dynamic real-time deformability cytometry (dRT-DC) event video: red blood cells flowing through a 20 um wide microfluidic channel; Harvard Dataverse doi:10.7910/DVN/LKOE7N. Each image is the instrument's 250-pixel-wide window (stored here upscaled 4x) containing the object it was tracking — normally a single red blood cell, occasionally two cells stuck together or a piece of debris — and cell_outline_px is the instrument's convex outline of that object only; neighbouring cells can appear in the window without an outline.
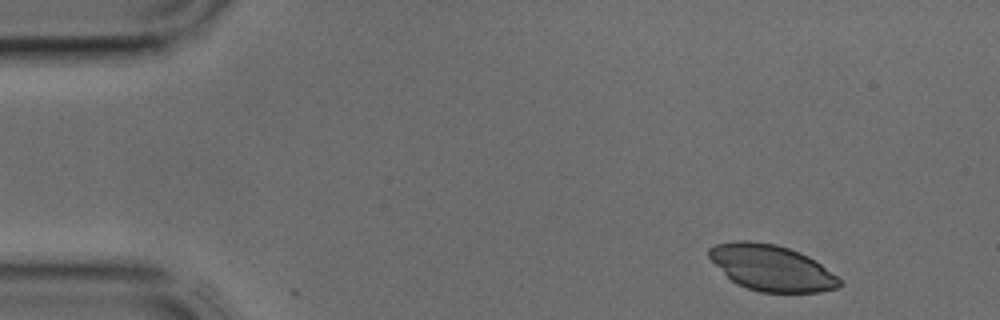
{"species": "common noctule bat (a hibernating species)", "species_latin": "Nyctalus noctula", "temperature_condition": "cold", "stored_images_in_passage": 3, "camera_frame_rate_fps": 3000, "um_per_image_px": 0.085, "animal": {"sex": "male", "body_mass_g": 17.9, "forearm_length_mm": 54.2}, "frame": {"image": 1, "passage_image": 1, "time_ms": 0.0, "image_size_px": [1000, 320], "cell_outline_px": [[844, 284], [840, 288], [820, 292], [760, 292], [736, 284], [708, 256], [708, 248], [716, 244], [736, 240], [752, 240], [776, 244], [800, 252], [808, 256], [820, 264], [836, 276]], "centroid_in_image_um": [65.59, 22.76], "position_along_channel_um": 19.4, "area_um2": 34.8}}